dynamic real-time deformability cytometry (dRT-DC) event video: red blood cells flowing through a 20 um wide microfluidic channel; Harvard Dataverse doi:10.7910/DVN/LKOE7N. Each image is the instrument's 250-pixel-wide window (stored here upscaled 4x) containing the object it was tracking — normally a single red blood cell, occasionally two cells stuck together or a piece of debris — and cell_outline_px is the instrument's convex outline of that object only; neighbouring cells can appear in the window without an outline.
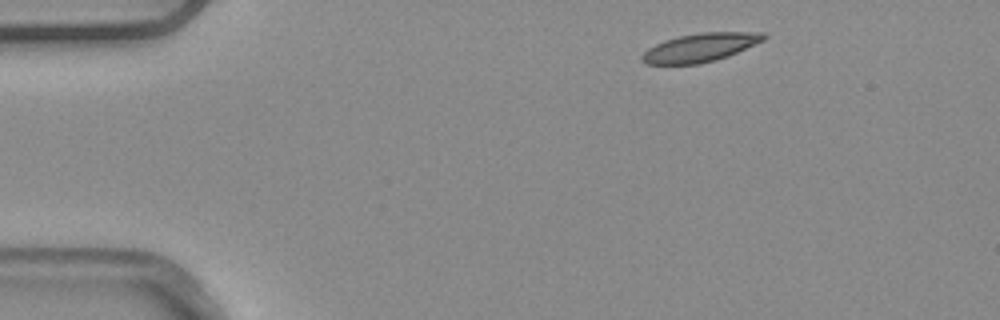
{"species": "common noctule bat (a hibernating species)", "species_latin": "Nyctalus noctula", "temperature_condition": "warm", "stored_images_in_passage": 2, "camera_frame_rate_fps": 3000, "um_per_image_px": 0.085, "animal": {"sex": "male", "body_mass_g": 20.4}, "frame": {"image": 1, "passage_image": 1, "time_ms": 0.0, "image_size_px": [1000, 320], "cell_outline_px": [[768, 36], [764, 40], [728, 56], [716, 60], [696, 64], [648, 64], [640, 60], [640, 56], [648, 48], [664, 40], [680, 36], [700, 32], [764, 32]], "centroid_in_image_um": [59.52, 4.03], "position_along_channel_um": 25.5, "area_um2": 20.17}}